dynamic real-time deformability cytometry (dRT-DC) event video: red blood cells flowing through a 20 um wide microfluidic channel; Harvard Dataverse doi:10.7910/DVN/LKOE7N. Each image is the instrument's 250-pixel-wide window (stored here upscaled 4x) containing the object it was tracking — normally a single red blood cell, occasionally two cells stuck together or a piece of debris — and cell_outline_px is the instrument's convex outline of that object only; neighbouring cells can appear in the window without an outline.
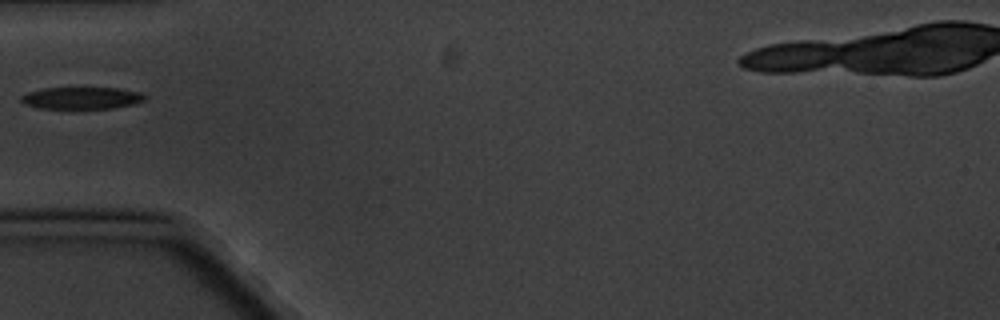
{"species": "common noctule bat (a hibernating species)", "species_latin": "Nyctalus noctula", "temperature_condition": "cold", "stored_images_in_passage": 1, "camera_frame_rate_fps": 3000, "um_per_image_px": 0.085, "animal": {"sex": "male", "body_mass_g": 20.1, "forearm_length_mm": 53.5}, "frame": {"image": 1, "passage_image": 1, "time_ms": 0.0, "image_size_px": [1000, 320], "cell_outline_px": [[144, 100], [132, 104], [112, 108], [36, 108], [24, 104], [20, 100], [20, 96], [28, 92], [44, 88], [116, 88], [140, 92], [144, 96]], "centroid_in_image_um": [6.87, 8.33], "position_along_channel_um": 78.1, "area_um2": 15.66}}